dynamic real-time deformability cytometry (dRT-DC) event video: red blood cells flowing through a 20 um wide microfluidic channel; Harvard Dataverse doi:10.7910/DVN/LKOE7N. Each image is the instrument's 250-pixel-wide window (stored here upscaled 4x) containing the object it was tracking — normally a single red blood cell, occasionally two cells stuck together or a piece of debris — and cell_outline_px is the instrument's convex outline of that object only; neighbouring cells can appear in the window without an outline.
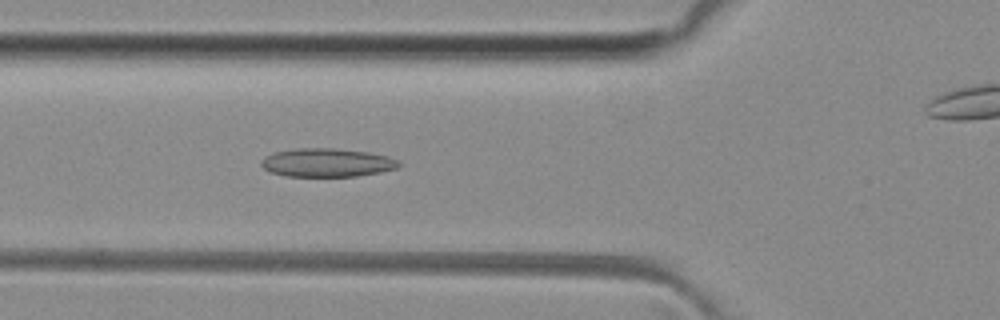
{"species": "common noctule bat (a hibernating species)", "species_latin": "Nyctalus noctula", "temperature_condition": "room temperature", "stored_images_in_passage": 41, "camera_frame_rate_fps": 3000, "um_per_image_px": 0.085, "animal": {"sex": "female", "body_mass_g": 29.2, "forearm_length_mm": 56.3}, "frame": {"image": 1, "passage_image": 11, "time_ms": 3.333, "image_size_px": [1000, 320], "cell_outline_px": [[400, 164], [396, 168], [380, 172], [356, 176], [284, 176], [268, 172], [260, 164], [260, 160], [264, 156], [276, 152], [296, 148], [336, 148], [368, 152], [388, 156], [400, 160]], "centroid_in_image_um": [27.76, 13.82], "position_along_channel_um": 98.0, "area_um2": 23.0}}
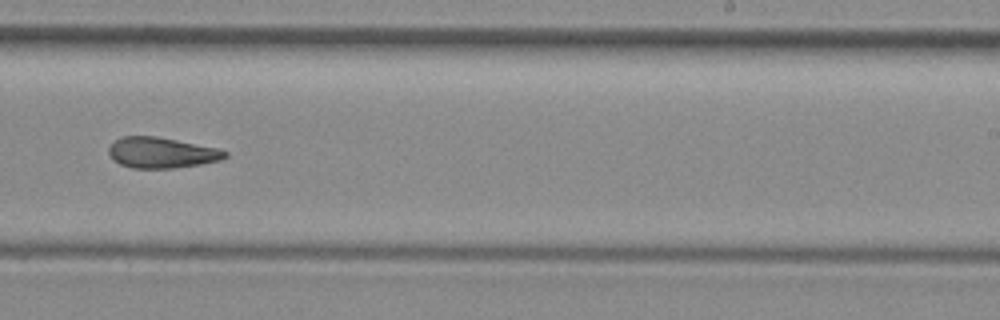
{"frame": {"image": 2, "passage_image": 24, "time_ms": 7.667, "image_size_px": [1000, 320], "cell_outline_px": [[228, 156], [220, 160], [200, 164], [172, 168], [132, 168], [120, 164], [112, 160], [108, 152], [108, 148], [116, 140], [124, 136], [156, 136], [216, 148], [228, 152]], "centroid_in_image_um": [13.7, 12.98], "position_along_channel_um": 275.3, "area_um2": 20.63}}
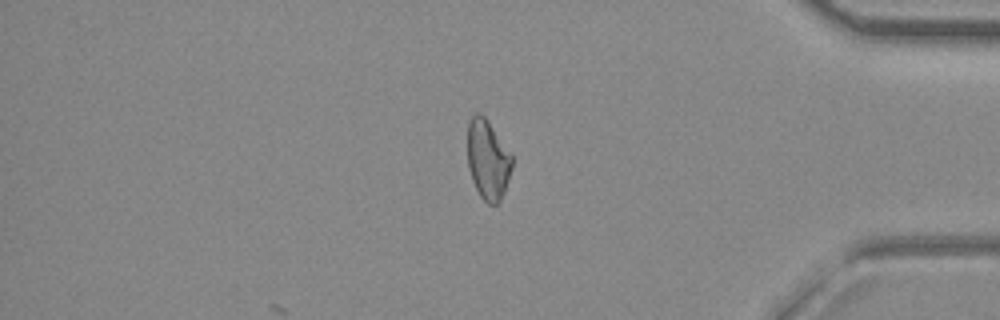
{"frame": {"image": 3, "passage_image": 35, "time_ms": 11.333, "image_size_px": [1000, 320], "cell_outline_px": [[512, 168], [500, 200], [496, 204], [488, 204], [480, 196], [472, 180], [468, 168], [468, 120], [476, 112], [480, 112], [488, 120], [512, 156]], "centroid_in_image_um": [41.44, 13.54], "position_along_channel_um": 393.8, "area_um2": 20.46}, "authors_computed_cell_mechanics": {"area_um2": 21.2126, "velocity_mm_per_s": 4.0919, "shape_relaxation_time_tau1_ms": null, "shape_relaxation_time_tau2_ms": 6.3758, "deformation_change_tau1": null, "deformation_change_tau2": 0.1734}}